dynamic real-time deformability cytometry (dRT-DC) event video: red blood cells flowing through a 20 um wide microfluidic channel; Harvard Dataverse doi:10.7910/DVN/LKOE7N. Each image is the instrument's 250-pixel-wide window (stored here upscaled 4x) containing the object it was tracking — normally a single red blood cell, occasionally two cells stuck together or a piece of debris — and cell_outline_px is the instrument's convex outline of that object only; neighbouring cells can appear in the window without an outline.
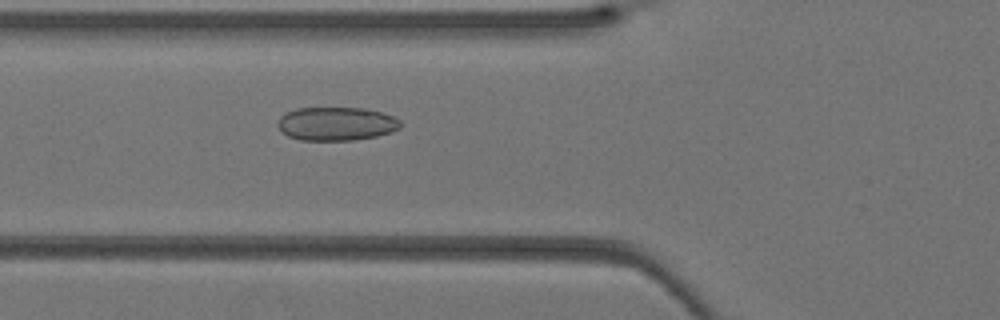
{"species": "Egyptian fruit bat (a non-hibernating species)", "species_latin": "Rousettus aegyptiacus", "temperature_condition": "warm", "stored_images_in_passage": 40, "camera_frame_rate_fps": 3000, "um_per_image_px": 0.085, "animal": {"sex": "female"}, "frame": {"image": 1, "passage_image": 15, "time_ms": 4.667, "image_size_px": [1000, 320], "cell_outline_px": [[404, 124], [400, 128], [392, 132], [376, 136], [352, 140], [300, 140], [288, 136], [280, 132], [276, 124], [280, 116], [296, 108], [364, 108], [380, 112], [392, 116], [400, 120]], "centroid_in_image_um": [28.58, 10.52], "position_along_channel_um": 97.2, "area_um2": 24.16}}
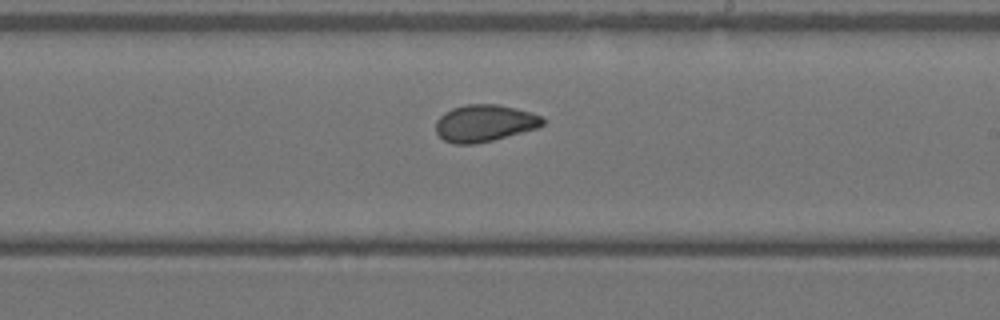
{"frame": {"image": 2, "passage_image": 24, "time_ms": 7.667, "image_size_px": [1000, 320], "cell_outline_px": [[544, 124], [536, 128], [492, 140], [476, 144], [452, 144], [444, 140], [436, 132], [436, 120], [444, 112], [452, 108], [468, 104], [496, 104], [516, 108], [532, 112], [540, 116], [544, 120]], "centroid_in_image_um": [41.16, 10.47], "position_along_channel_um": 247.8, "area_um2": 22.95}}
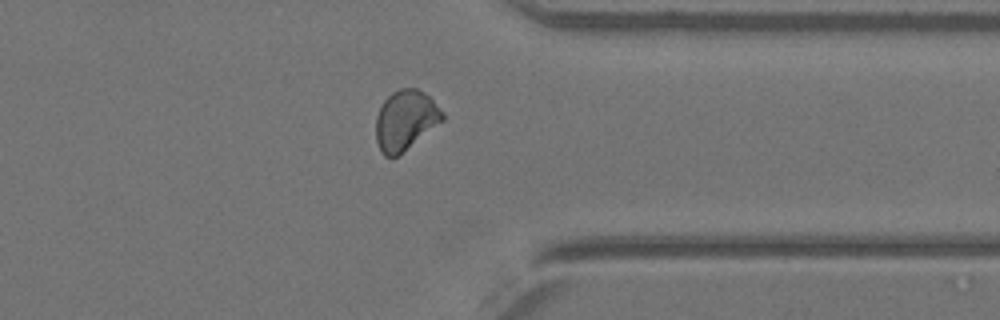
{"frame": {"image": 3, "passage_image": 32, "time_ms": 10.333, "image_size_px": [1000, 320], "cell_outline_px": [[444, 120], [396, 156], [384, 156], [380, 152], [376, 140], [376, 116], [384, 100], [392, 92], [400, 88], [416, 88], [424, 92], [444, 112]], "centroid_in_image_um": [34.45, 10.2], "position_along_channel_um": 377.0, "area_um2": 22.95}}